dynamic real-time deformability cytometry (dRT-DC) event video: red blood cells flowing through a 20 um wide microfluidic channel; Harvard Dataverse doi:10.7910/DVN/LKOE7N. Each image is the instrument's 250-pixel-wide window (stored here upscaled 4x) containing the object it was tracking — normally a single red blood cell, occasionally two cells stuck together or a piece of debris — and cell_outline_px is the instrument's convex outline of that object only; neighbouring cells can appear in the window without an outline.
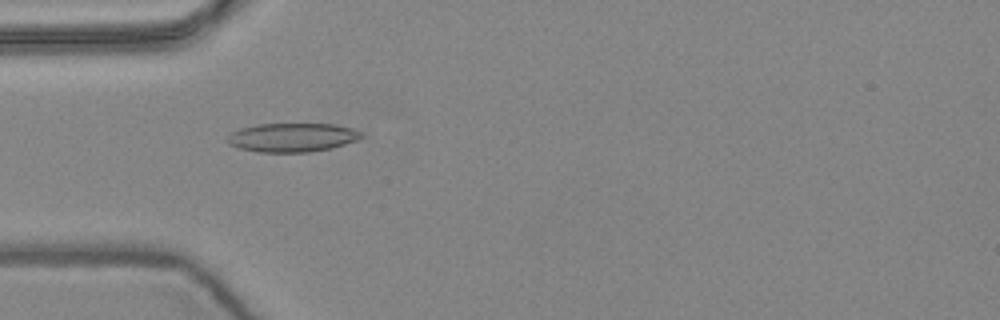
{"species": "common noctule bat (a hibernating species)", "species_latin": "Nyctalus noctula", "temperature_condition": "warm", "stored_images_in_passage": 5, "camera_frame_rate_fps": 3000, "um_per_image_px": 0.085, "animal": {"sex": "female", "body_mass_g": 24.6, "forearm_length_mm": 56.2}, "frame": {"image": 1, "passage_image": 5, "time_ms": 1.333, "image_size_px": [1000, 320], "cell_outline_px": [[364, 136], [356, 140], [332, 148], [308, 152], [256, 152], [240, 148], [228, 144], [228, 136], [232, 132], [240, 128], [260, 124], [336, 124], [352, 128], [360, 132]], "centroid_in_image_um": [24.84, 11.68], "position_along_channel_um": 60.2, "area_um2": 22.43}}